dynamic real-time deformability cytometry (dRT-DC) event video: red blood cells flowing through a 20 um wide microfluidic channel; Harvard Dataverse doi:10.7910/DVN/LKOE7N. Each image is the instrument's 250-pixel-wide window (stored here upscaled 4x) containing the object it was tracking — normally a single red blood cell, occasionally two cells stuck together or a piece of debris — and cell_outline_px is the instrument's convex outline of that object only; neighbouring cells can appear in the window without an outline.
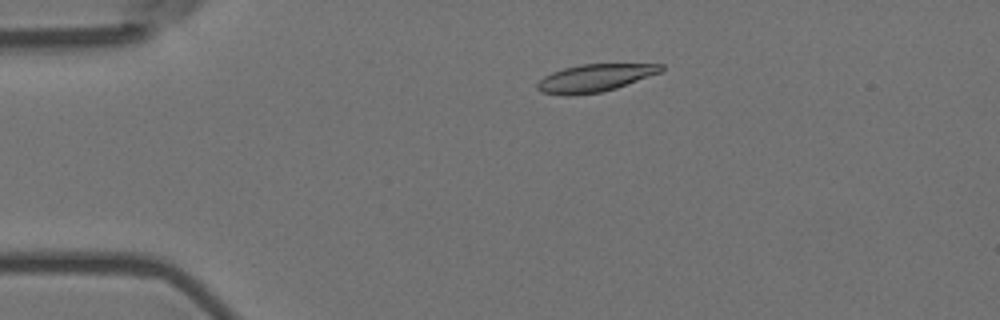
{"species": "Egyptian fruit bat (a non-hibernating species)", "species_latin": "Rousettus aegyptiacus", "temperature_condition": "room temperature", "stored_images_in_passage": 5, "camera_frame_rate_fps": 3000, "um_per_image_px": 0.085, "animal": {"sex": "female"}, "frame": {"image": 1, "passage_image": 4, "time_ms": 1.0, "image_size_px": [1000, 320], "cell_outline_px": [[664, 68], [660, 72], [616, 88], [600, 92], [576, 96], [564, 96], [540, 92], [536, 88], [536, 84], [544, 76], [552, 72], [564, 68], [580, 64], [664, 64]], "centroid_in_image_um": [50.5, 6.64], "position_along_channel_um": 34.5, "area_um2": 19.94}}